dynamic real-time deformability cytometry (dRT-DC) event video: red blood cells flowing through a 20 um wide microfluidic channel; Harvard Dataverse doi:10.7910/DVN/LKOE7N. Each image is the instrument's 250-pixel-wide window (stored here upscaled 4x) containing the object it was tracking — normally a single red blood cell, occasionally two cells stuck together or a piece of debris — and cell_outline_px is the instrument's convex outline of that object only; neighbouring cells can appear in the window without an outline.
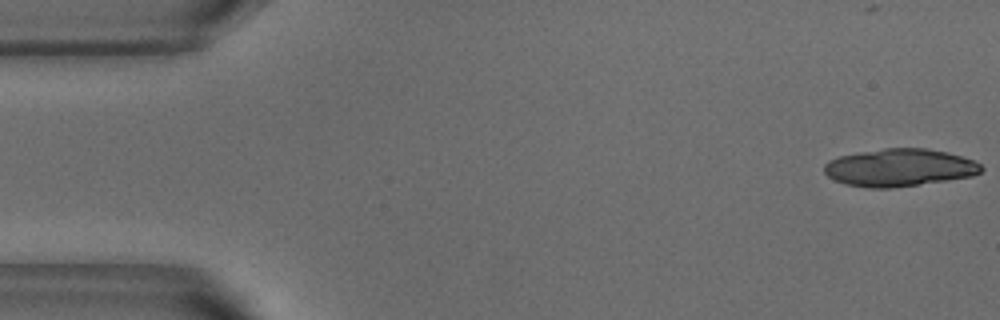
{"species": "common noctule bat (a hibernating species)", "species_latin": "Nyctalus noctula", "temperature_condition": "warm", "stored_images_in_passage": 44, "camera_frame_rate_fps": 3000, "um_per_image_px": 0.085, "animal": {"sex": "male", "body_mass_g": 18.8}, "frame": {"image": 1, "passage_image": 1, "time_ms": 0.0, "image_size_px": [1000, 320], "cell_outline_px": [[984, 168], [980, 172], [972, 176], [892, 188], [868, 188], [848, 184], [836, 180], [828, 176], [824, 172], [824, 164], [828, 160], [840, 156], [884, 148], [924, 148], [948, 152], [972, 160], [980, 164]], "centroid_in_image_um": [76.44, 14.24], "position_along_channel_um": 8.6, "area_um2": 34.04}}
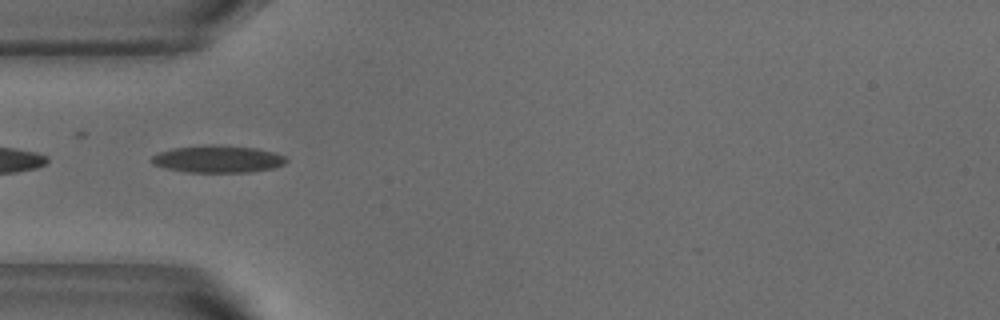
{"frame": {"image": 2, "passage_image": 16, "time_ms": 5.0, "image_size_px": [1000, 320], "cell_outline_px": [[288, 160], [284, 164], [276, 168], [248, 172], [184, 172], [152, 164], [148, 160], [152, 156], [160, 152], [172, 148], [204, 144], [216, 144], [256, 148], [276, 152], [284, 156]], "centroid_in_image_um": [18.52, 13.51], "position_along_channel_um": 66.5, "area_um2": 21.68}, "authors_computed_cell_mechanics": {"area_um2": 20.2011, "velocity_mm_per_s": 3.8134, "shape_relaxation_time_tau1_ms": 6.7883, "shape_relaxation_time_tau2_ms": 1.1448, "deformation_change_tau1": 0.2146, "deformation_change_tau2": 0.0801}}